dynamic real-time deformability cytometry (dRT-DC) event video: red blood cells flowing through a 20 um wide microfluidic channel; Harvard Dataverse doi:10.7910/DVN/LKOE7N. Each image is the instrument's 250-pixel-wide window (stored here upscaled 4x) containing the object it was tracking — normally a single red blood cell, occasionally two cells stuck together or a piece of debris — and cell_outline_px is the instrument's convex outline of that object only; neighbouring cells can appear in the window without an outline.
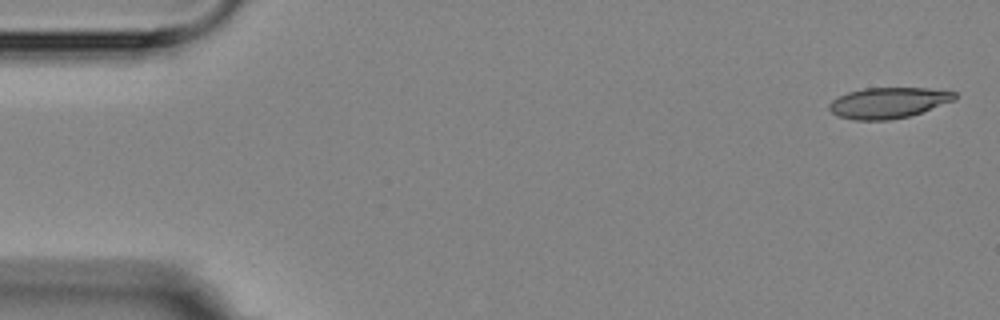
{"species": "Egyptian fruit bat (a non-hibernating species)", "species_latin": "Rousettus aegyptiacus", "temperature_condition": "room temperature", "stored_images_in_passage": 7, "camera_frame_rate_fps": 3000, "um_per_image_px": 0.085, "animal": {"sex": "female"}, "frame": {"image": 1, "passage_image": 1, "time_ms": 0.0, "image_size_px": [1000, 320], "cell_outline_px": [[956, 100], [908, 116], [888, 120], [852, 120], [836, 116], [828, 108], [828, 104], [832, 100], [848, 92], [864, 88], [928, 88], [956, 92]], "centroid_in_image_um": [75.48, 8.74], "position_along_channel_um": 9.5, "area_um2": 22.48}}
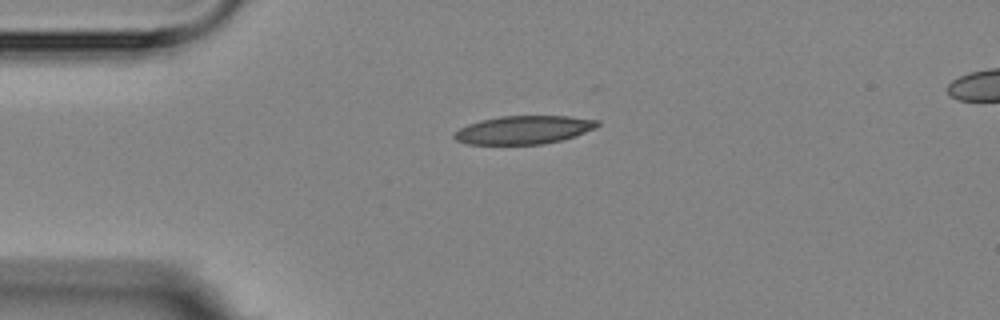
{"frame": {"image": 2, "passage_image": 4, "time_ms": 3.667, "image_size_px": [1000, 320], "cell_outline_px": [[600, 124], [596, 128], [576, 136], [544, 144], [468, 144], [456, 140], [452, 136], [452, 132], [468, 124], [480, 120], [500, 116], [568, 116], [600, 120]], "centroid_in_image_um": [44.52, 11.03], "position_along_channel_um": 40.5, "area_um2": 23.76}}
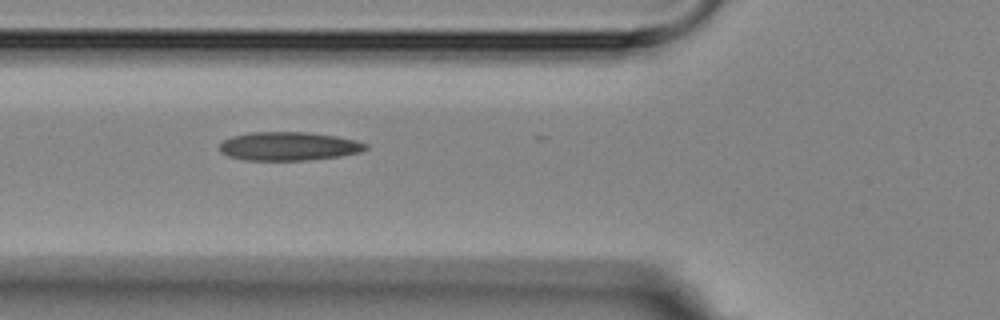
{"frame": {"image": 3, "passage_image": 6, "time_ms": 6.0, "image_size_px": [1000, 320], "cell_outline_px": [[368, 148], [360, 152], [340, 156], [308, 160], [244, 160], [228, 156], [220, 152], [220, 144], [224, 140], [232, 136], [252, 132], [308, 132], [336, 136], [356, 140], [368, 144]], "centroid_in_image_um": [24.55, 12.43], "position_along_channel_um": 101.3, "area_um2": 24.39}}